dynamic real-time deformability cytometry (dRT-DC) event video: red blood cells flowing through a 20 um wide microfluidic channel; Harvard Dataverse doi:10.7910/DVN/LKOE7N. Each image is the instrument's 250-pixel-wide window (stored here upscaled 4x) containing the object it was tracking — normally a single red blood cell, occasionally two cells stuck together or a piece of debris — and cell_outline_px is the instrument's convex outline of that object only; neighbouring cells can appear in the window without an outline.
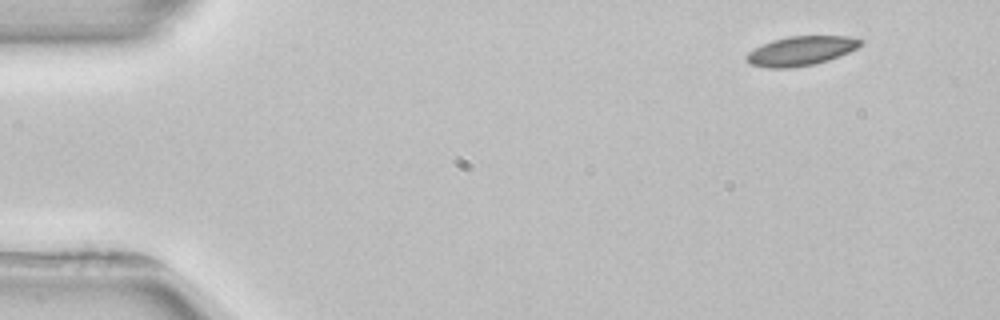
{"species": "common noctule bat (a hibernating species)", "species_latin": "Nyctalus noctula", "temperature_condition": "room temperature", "stored_images_in_passage": 5, "camera_frame_rate_fps": 3000, "um_per_image_px": 0.085, "animal": {"sex": "female", "body_mass_g": 22.7, "forearm_length_mm": 54.2}, "frame": {"image": 1, "passage_image": 1, "time_ms": 0.0, "image_size_px": [1000, 320], "cell_outline_px": [[864, 40], [856, 48], [848, 52], [828, 60], [812, 64], [792, 68], [768, 68], [748, 64], [744, 60], [744, 56], [748, 52], [772, 40], [788, 36], [848, 36]], "centroid_in_image_um": [68.02, 4.33], "position_along_channel_um": 17.0, "area_um2": 19.42}}
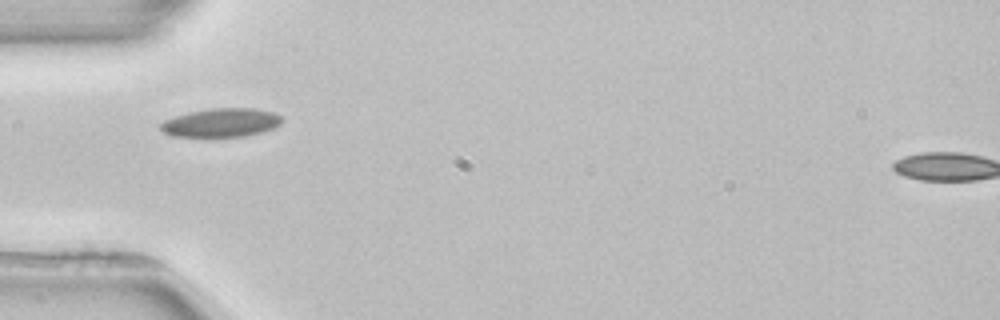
{"frame": {"image": 2, "passage_image": 4, "time_ms": 4.0, "image_size_px": [1000, 320], "cell_outline_px": [[284, 120], [280, 124], [272, 128], [260, 132], [244, 136], [172, 136], [164, 132], [160, 128], [160, 124], [164, 120], [188, 112], [212, 108], [252, 108], [272, 112], [280, 116]], "centroid_in_image_um": [18.79, 10.42], "position_along_channel_um": 66.2, "area_um2": 20.0}}